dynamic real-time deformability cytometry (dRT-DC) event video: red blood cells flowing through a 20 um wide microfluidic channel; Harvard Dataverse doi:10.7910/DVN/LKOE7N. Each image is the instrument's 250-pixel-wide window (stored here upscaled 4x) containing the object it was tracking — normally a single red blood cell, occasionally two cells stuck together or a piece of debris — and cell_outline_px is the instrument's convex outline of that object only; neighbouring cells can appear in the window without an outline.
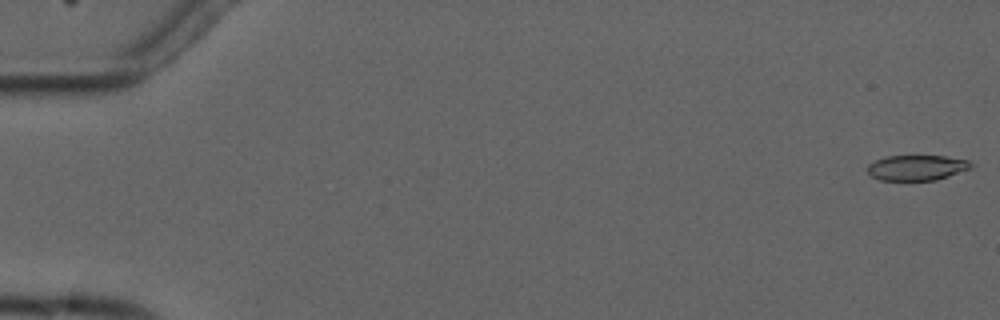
{"species": "common noctule bat (a hibernating species)", "species_latin": "Nyctalus noctula", "temperature_condition": "cold", "stored_images_in_passage": 7, "camera_frame_rate_fps": 3000, "um_per_image_px": 0.085, "animal": {"sex": "male", "forearm_length_mm": 52.5}, "frame": {"image": 1, "passage_image": 1, "time_ms": 0.0, "image_size_px": [1000, 320], "cell_outline_px": [[976, 164], [972, 168], [936, 180], [904, 184], [880, 180], [872, 176], [868, 172], [868, 164], [876, 160], [888, 156], [944, 156], [968, 160]], "centroid_in_image_um": [77.92, 14.31], "position_along_channel_um": 7.1, "area_um2": 16.07}}
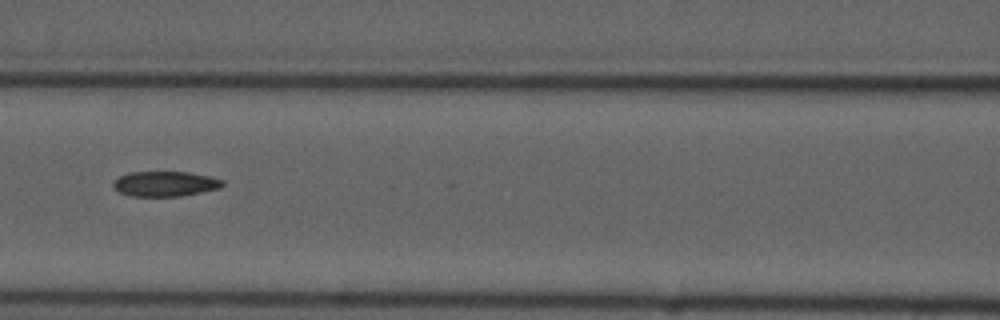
{"frame": {"image": 2, "passage_image": 7, "time_ms": 8.0, "image_size_px": [1000, 320], "cell_outline_px": [[224, 184], [220, 188], [180, 196], [132, 196], [120, 192], [112, 184], [120, 176], [128, 172], [188, 172], [212, 176], [224, 180]], "centroid_in_image_um": [14.08, 15.61], "position_along_channel_um": 152.5, "area_um2": 15.9}}